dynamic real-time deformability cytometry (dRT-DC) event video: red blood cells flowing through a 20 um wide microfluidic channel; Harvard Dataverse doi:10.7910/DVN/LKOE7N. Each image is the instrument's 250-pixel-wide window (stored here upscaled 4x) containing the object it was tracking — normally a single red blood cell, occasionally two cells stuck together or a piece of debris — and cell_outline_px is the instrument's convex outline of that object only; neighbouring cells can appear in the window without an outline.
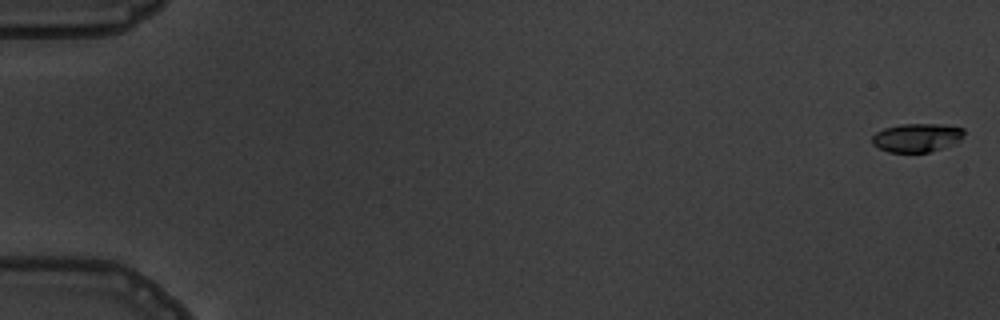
{"species": "common noctule bat (a hibernating species)", "species_latin": "Nyctalus noctula", "temperature_condition": "warm", "stored_images_in_passage": 8, "camera_frame_rate_fps": 3000, "um_per_image_px": 0.085, "animal": {"sex": "male", "body_mass_g": 19.5, "forearm_length_mm": 54.6}, "frame": {"image": 1, "passage_image": 1, "time_ms": 0.0, "image_size_px": [1000, 320], "cell_outline_px": [[964, 132], [960, 140], [956, 144], [928, 152], [888, 152], [872, 144], [872, 136], [876, 132], [884, 128], [900, 124], [940, 124], [964, 128]], "centroid_in_image_um": [77.94, 11.7], "position_along_channel_um": 7.1, "area_um2": 15.37}}
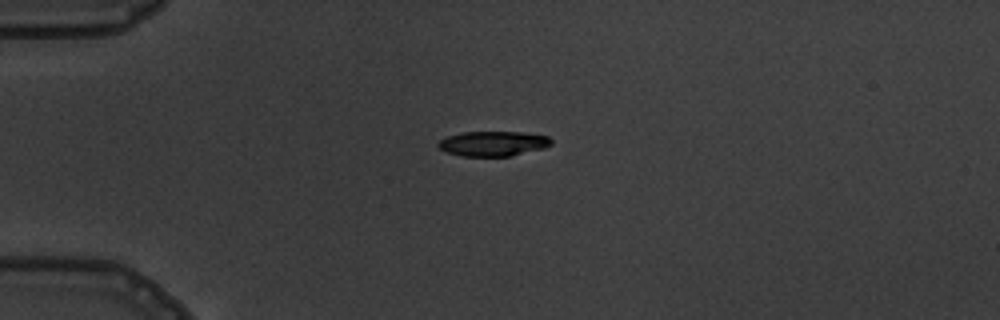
{"frame": {"image": 2, "passage_image": 5, "time_ms": 4.667, "image_size_px": [1000, 320], "cell_outline_px": [[552, 144], [544, 148], [512, 156], [460, 156], [448, 152], [440, 148], [436, 144], [440, 140], [448, 136], [460, 132], [520, 132], [548, 136], [552, 140]], "centroid_in_image_um": [41.92, 12.2], "position_along_channel_um": 43.1, "area_um2": 16.42}}